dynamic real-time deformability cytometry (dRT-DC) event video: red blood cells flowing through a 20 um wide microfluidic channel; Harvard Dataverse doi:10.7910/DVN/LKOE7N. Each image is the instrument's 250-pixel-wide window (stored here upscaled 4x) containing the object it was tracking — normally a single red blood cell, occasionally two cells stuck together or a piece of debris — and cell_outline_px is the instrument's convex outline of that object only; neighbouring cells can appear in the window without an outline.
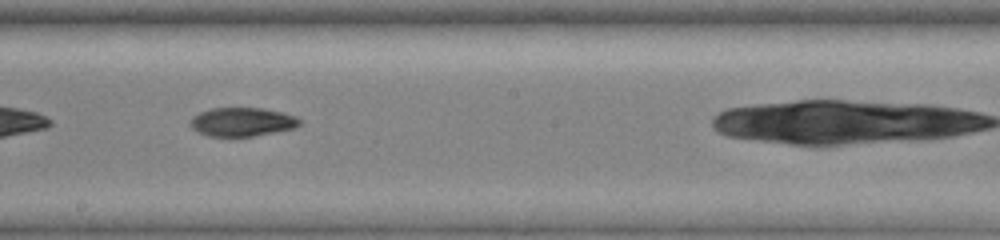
{"species": "common noctule bat (a hibernating species)", "species_latin": "Nyctalus noctula", "temperature_condition": "warm", "stored_images_in_passage": 40, "camera_frame_rate_fps": 3000, "um_per_image_px": 0.085, "animal": {"sex": "female", "body_mass_g": 19.0, "forearm_length_mm": 51.5}, "frame": {"image": 1, "passage_image": 19, "time_ms": 9.0, "image_size_px": [1000, 240], "cell_outline_px": [[300, 124], [296, 128], [252, 136], [208, 136], [196, 132], [188, 124], [192, 116], [200, 112], [212, 108], [264, 108], [296, 116], [300, 120]], "centroid_in_image_um": [20.54, 10.36], "position_along_channel_um": 227.7, "area_um2": 18.38}}
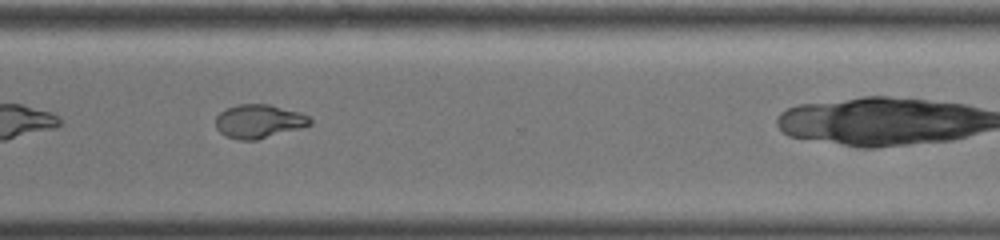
{"frame": {"image": 2, "passage_image": 34, "time_ms": 12.333, "image_size_px": [1000, 240], "cell_outline_px": [[312, 124], [304, 128], [256, 140], [236, 140], [224, 136], [216, 128], [216, 116], [220, 112], [236, 104], [268, 104], [300, 112], [308, 116], [312, 120]], "centroid_in_image_um": [22.02, 10.32], "position_along_channel_um": 348.6, "area_um2": 18.79}}